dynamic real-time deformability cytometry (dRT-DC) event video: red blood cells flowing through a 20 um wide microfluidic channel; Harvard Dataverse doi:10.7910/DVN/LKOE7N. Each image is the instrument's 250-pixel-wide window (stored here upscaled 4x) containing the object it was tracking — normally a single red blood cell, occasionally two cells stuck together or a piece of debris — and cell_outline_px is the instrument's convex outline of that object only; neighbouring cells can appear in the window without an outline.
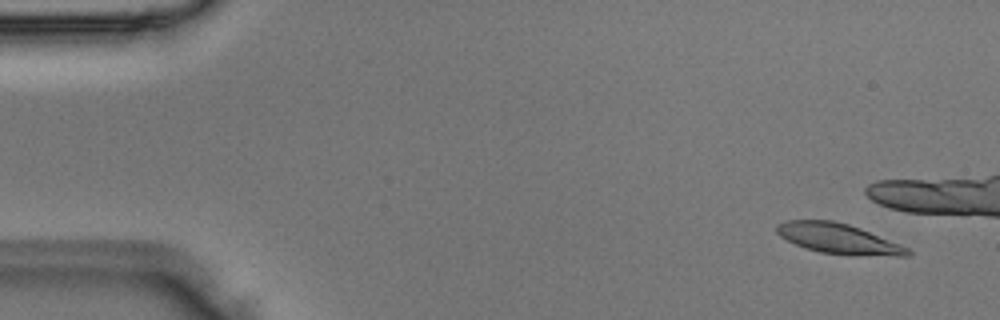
{"species": "Egyptian fruit bat (a non-hibernating species)", "species_latin": "Rousettus aegyptiacus", "temperature_condition": "room temperature", "stored_images_in_passage": 5, "camera_frame_rate_fps": 3000, "um_per_image_px": 0.085, "animal": {"sex": "male"}, "frame": {"image": 1, "passage_image": 1, "time_ms": 0.0, "image_size_px": [1000, 320], "cell_outline_px": [[912, 252], [908, 256], [856, 256], [820, 252], [804, 248], [780, 236], [776, 232], [776, 224], [784, 220], [832, 220], [848, 224], [860, 228], [908, 248]], "centroid_in_image_um": [71.24, 20.29], "position_along_channel_um": 13.8, "area_um2": 23.06}}